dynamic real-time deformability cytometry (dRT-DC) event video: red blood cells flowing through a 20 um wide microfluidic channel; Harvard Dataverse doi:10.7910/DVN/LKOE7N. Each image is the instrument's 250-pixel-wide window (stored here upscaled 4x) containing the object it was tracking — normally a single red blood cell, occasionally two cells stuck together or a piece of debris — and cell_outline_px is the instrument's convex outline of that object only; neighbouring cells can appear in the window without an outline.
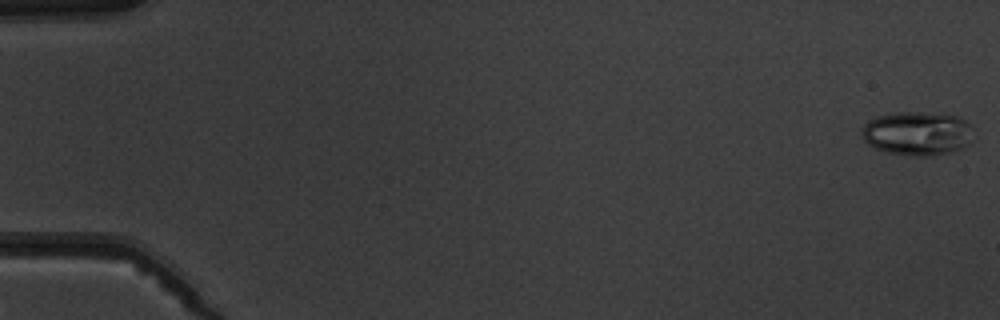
{"species": "common noctule bat (a hibernating species)", "species_latin": "Nyctalus noctula", "temperature_condition": "warm", "stored_images_in_passage": 8, "camera_frame_rate_fps": 3000, "um_per_image_px": 0.085, "animal": {"sex": "male", "body_mass_g": 19.5, "forearm_length_mm": 54.6}, "frame": {"image": 1, "passage_image": 1, "time_ms": 0.0, "image_size_px": [1000, 320], "cell_outline_px": [[968, 144], [964, 148], [932, 156], [912, 156], [884, 152], [868, 144], [864, 140], [860, 132], [864, 124], [868, 120], [876, 116], [896, 112], [920, 112], [956, 116], [964, 120], [968, 124]], "centroid_in_image_um": [77.86, 11.35], "position_along_channel_um": 7.1, "area_um2": 28.26}}
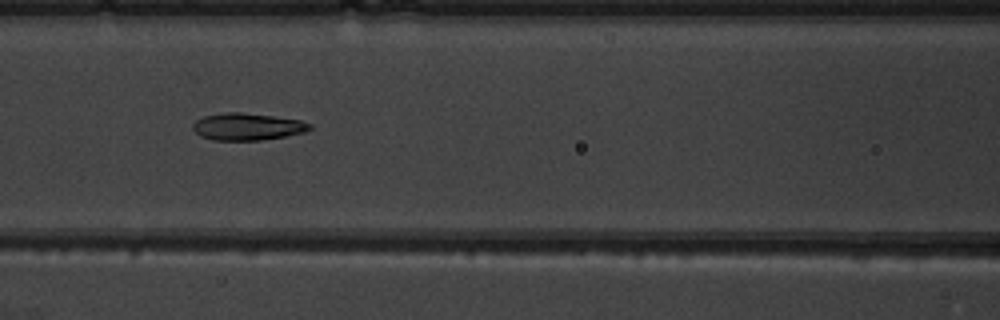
{"frame": {"image": 2, "passage_image": 8, "time_ms": 8.0, "image_size_px": [1000, 320], "cell_outline_px": [[312, 128], [304, 132], [288, 136], [260, 140], [212, 140], [200, 136], [192, 128], [192, 124], [196, 120], [204, 116], [224, 112], [240, 112], [272, 116], [300, 120], [312, 124]], "centroid_in_image_um": [21.02, 10.77], "position_along_channel_um": 145.6, "area_um2": 18.5}}